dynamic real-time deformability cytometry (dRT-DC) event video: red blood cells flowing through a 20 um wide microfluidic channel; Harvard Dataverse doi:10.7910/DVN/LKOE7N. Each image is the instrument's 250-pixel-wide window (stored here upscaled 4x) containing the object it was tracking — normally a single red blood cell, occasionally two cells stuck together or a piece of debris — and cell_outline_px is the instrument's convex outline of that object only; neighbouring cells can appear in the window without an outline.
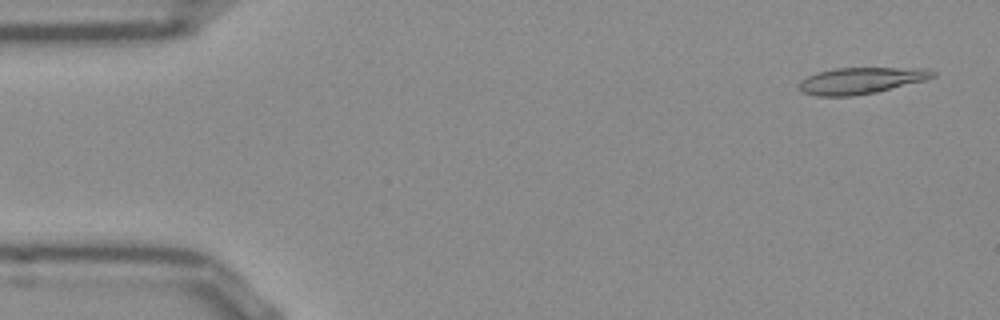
{"species": "Egyptian fruit bat (a non-hibernating species)", "species_latin": "Rousettus aegyptiacus", "temperature_condition": "room temperature", "stored_images_in_passage": 15, "camera_frame_rate_fps": 3000, "um_per_image_px": 0.085, "frame": {"image": 1, "passage_image": 2, "time_ms": 0.333, "image_size_px": [1000, 320], "cell_outline_px": [[936, 76], [928, 80], [876, 92], [852, 96], [816, 96], [804, 92], [800, 88], [800, 80], [816, 72], [836, 68], [928, 68], [936, 72]], "centroid_in_image_um": [73.25, 6.84], "position_along_channel_um": 11.8, "area_um2": 20.69}}
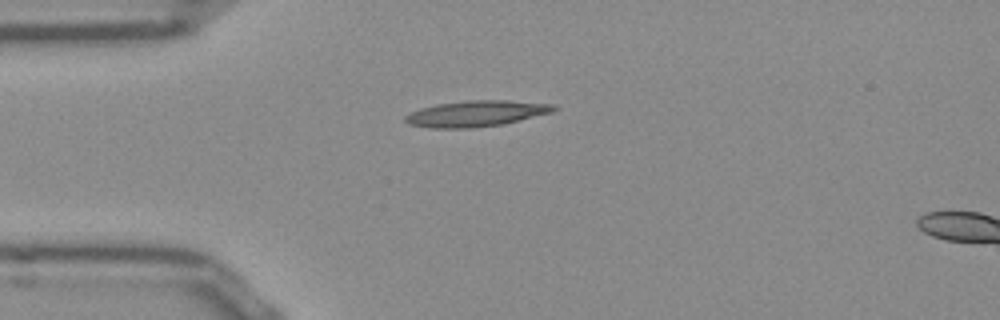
{"frame": {"image": 2, "passage_image": 12, "time_ms": 3.667, "image_size_px": [1000, 320], "cell_outline_px": [[560, 108], [552, 112], [504, 124], [472, 128], [428, 128], [408, 124], [404, 120], [404, 116], [408, 112], [420, 108], [436, 104], [464, 100], [508, 100], [556, 104]], "centroid_in_image_um": [40.46, 9.65], "position_along_channel_um": 44.5, "area_um2": 22.89}}